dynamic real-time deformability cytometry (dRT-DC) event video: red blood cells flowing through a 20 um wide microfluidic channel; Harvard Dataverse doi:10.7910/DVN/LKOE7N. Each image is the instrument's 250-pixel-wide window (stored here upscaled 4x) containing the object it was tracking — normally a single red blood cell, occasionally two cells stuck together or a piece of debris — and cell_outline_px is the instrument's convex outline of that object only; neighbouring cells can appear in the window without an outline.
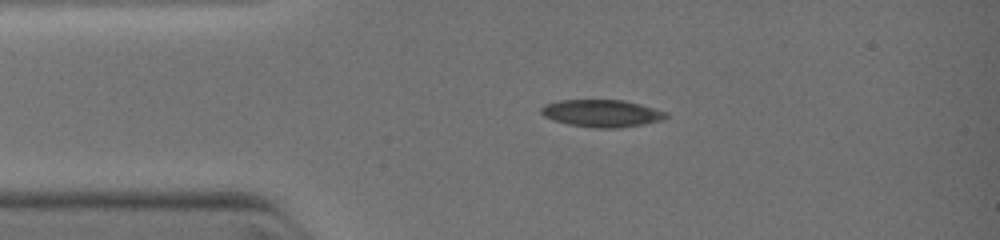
{"species": "common noctule bat (a hibernating species)", "species_latin": "Nyctalus noctula", "temperature_condition": "warm", "stored_images_in_passage": 45, "camera_frame_rate_fps": 3000, "um_per_image_px": 0.085, "animal": {"sex": "female", "body_mass_g": 19.0, "forearm_length_mm": 51.5}, "frame": {"image": 1, "passage_image": 1, "time_ms": 0.0, "image_size_px": [1000, 240], "cell_outline_px": [[668, 116], [660, 120], [644, 124], [620, 128], [596, 128], [568, 124], [552, 120], [544, 116], [540, 112], [540, 108], [544, 104], [560, 100], [624, 100], [640, 104], [668, 112]], "centroid_in_image_um": [51.13, 9.63], "position_along_channel_um": 33.9, "area_um2": 19.94}}
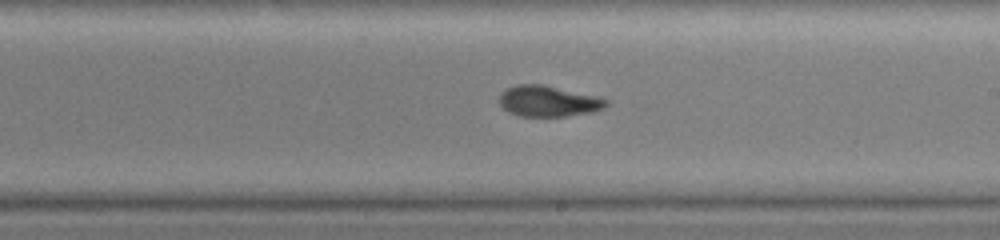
{"frame": {"image": 2, "passage_image": 14, "time_ms": 4.667, "image_size_px": [1000, 240], "cell_outline_px": [[608, 104], [604, 108], [592, 112], [564, 116], [520, 116], [508, 112], [500, 104], [500, 92], [516, 84], [544, 84], [608, 100]], "centroid_in_image_um": [46.56, 8.6], "position_along_channel_um": 242.4, "area_um2": 18.96}}
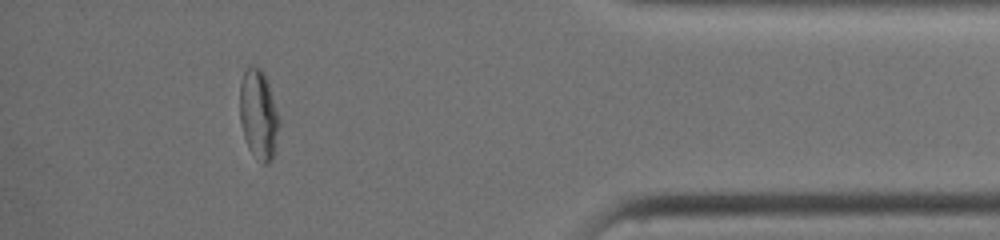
{"frame": {"image": 3, "passage_image": 36, "time_ms": 8.667, "image_size_px": [1000, 240], "cell_outline_px": [[280, 120], [272, 160], [268, 164], [264, 164], [248, 148], [244, 136], [240, 120], [240, 84], [244, 68], [260, 68], [264, 72], [280, 116]], "centroid_in_image_um": [21.98, 9.72], "position_along_channel_um": 413.2, "area_um2": 20.4}}